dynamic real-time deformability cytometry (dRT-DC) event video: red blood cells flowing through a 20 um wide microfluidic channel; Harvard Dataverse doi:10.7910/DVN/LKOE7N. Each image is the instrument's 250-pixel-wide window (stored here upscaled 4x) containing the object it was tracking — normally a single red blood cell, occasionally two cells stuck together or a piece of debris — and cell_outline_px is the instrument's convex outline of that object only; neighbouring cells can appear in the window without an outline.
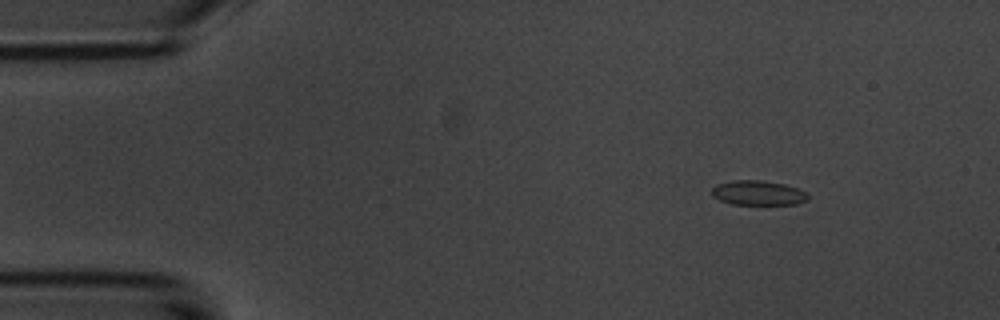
{"species": "common noctule bat (a hibernating species)", "species_latin": "Nyctalus noctula", "temperature_condition": "room temperature", "stored_images_in_passage": 5, "camera_frame_rate_fps": 3000, "um_per_image_px": 0.085, "animal": {"sex": "male", "body_mass_g": 20.1, "forearm_length_mm": 53.5}, "frame": {"image": 1, "passage_image": 1, "time_ms": 0.0, "image_size_px": [1000, 320], "cell_outline_px": [[808, 200], [796, 204], [732, 204], [720, 200], [712, 196], [712, 188], [716, 184], [732, 180], [764, 180], [784, 184], [796, 188], [804, 192], [808, 196]], "centroid_in_image_um": [64.4, 16.39], "position_along_channel_um": 20.6, "area_um2": 13.76}}
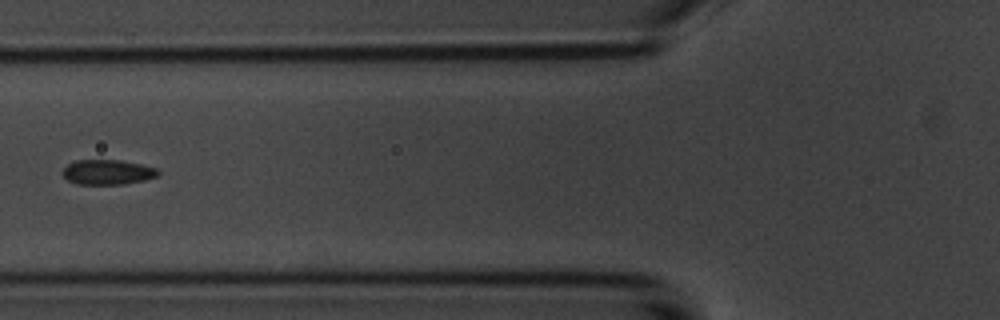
{"frame": {"image": 2, "passage_image": 5, "time_ms": 4.667, "image_size_px": [1000, 320], "cell_outline_px": [[160, 172], [156, 176], [144, 180], [124, 184], [76, 184], [68, 180], [60, 172], [68, 164], [76, 160], [120, 160], [140, 164], [156, 168]], "centroid_in_image_um": [9.11, 14.63], "position_along_channel_um": 116.7, "area_um2": 13.81}}